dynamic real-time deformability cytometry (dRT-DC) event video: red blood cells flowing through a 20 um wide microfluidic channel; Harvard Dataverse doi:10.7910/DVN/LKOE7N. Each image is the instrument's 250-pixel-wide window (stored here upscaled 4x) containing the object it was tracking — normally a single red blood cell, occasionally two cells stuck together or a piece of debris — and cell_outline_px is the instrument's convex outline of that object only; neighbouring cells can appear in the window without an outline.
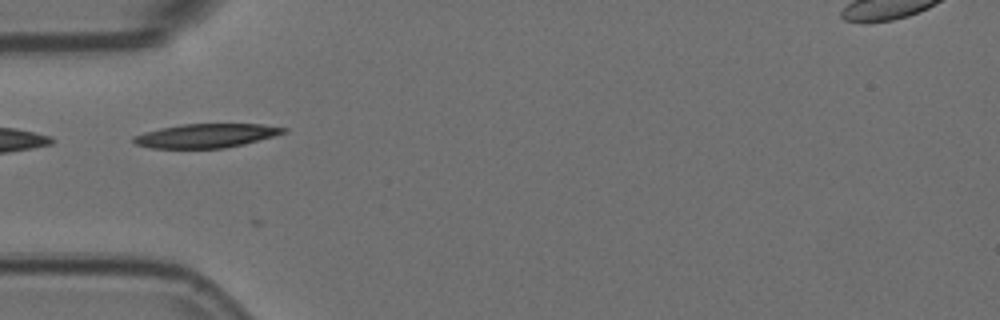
{"species": "Egyptian fruit bat (a non-hibernating species)", "species_latin": "Rousettus aegyptiacus", "temperature_condition": "room temperature", "stored_images_in_passage": 2, "camera_frame_rate_fps": 3000, "um_per_image_px": 0.085, "animal": {"sex": "female"}, "frame": {"image": 1, "passage_image": 2, "time_ms": 0.333, "image_size_px": [1000, 320], "cell_outline_px": [[288, 132], [276, 136], [244, 144], [224, 148], [152, 148], [136, 144], [132, 140], [132, 136], [144, 132], [160, 128], [180, 124], [264, 124], [288, 128]], "centroid_in_image_um": [17.56, 11.53], "position_along_channel_um": 67.4, "area_um2": 21.1}}